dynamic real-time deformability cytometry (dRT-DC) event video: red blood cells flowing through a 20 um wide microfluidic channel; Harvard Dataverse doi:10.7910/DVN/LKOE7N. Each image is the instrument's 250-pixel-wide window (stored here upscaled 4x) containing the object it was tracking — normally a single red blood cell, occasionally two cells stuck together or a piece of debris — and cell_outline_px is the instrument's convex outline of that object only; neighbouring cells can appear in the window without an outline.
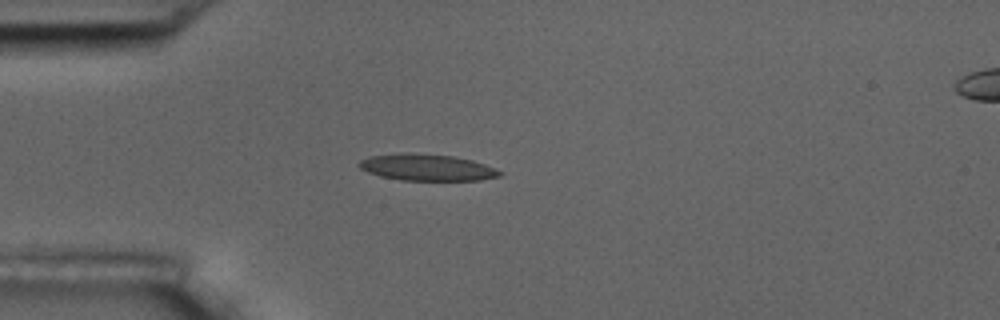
{"species": "common noctule bat (a hibernating species)", "species_latin": "Nyctalus noctula", "temperature_condition": "room temperature", "stored_images_in_passage": 5, "camera_frame_rate_fps": 3000, "um_per_image_px": 0.085, "animal": {"sex": "male", "body_mass_g": 17.5, "forearm_length_mm": 52.3}, "frame": {"image": 1, "passage_image": 5, "time_ms": 4.667, "image_size_px": [1000, 320], "cell_outline_px": [[504, 172], [500, 176], [480, 180], [404, 180], [380, 176], [368, 172], [360, 168], [356, 164], [360, 160], [368, 156], [400, 152], [408, 152], [452, 156], [472, 160], [484, 164]], "centroid_in_image_um": [36.25, 14.22], "position_along_channel_um": 48.7, "area_um2": 21.85}}